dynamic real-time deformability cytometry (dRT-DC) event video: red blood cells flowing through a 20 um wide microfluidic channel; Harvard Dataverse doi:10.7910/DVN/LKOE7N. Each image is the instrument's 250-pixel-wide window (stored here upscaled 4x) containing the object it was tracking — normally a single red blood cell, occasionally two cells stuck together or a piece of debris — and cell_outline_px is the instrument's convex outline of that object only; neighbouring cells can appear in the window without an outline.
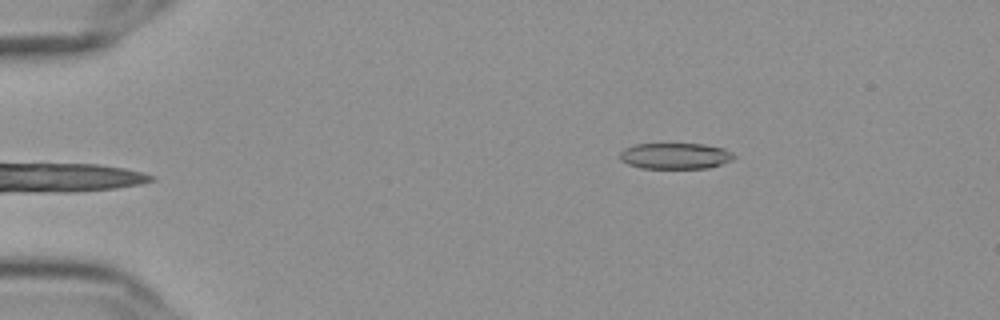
{"species": "Egyptian fruit bat (a non-hibernating species)", "species_latin": "Rousettus aegyptiacus", "temperature_condition": "cold", "stored_images_in_passage": 48, "camera_frame_rate_fps": 3000, "um_per_image_px": 0.085, "frame": {"image": 1, "passage_image": 1, "time_ms": 0.0, "image_size_px": [1000, 320], "cell_outline_px": [[736, 156], [732, 160], [708, 168], [640, 168], [628, 164], [620, 160], [620, 152], [624, 148], [636, 144], [704, 144], [724, 148], [732, 152]], "centroid_in_image_um": [57.4, 13.25], "position_along_channel_um": 27.6, "area_um2": 17.34}}
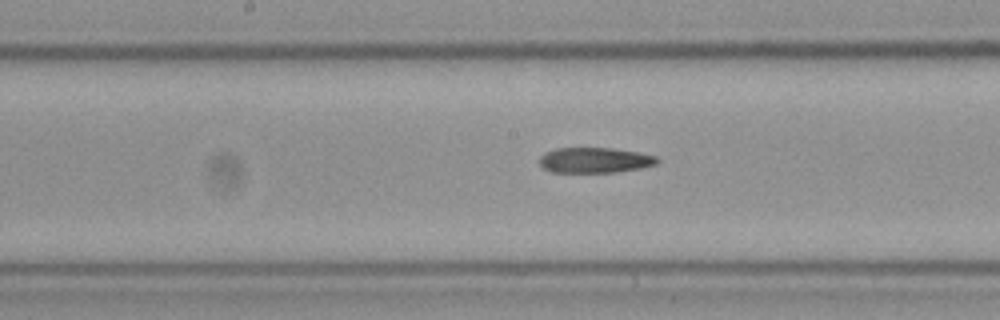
{"frame": {"image": 2, "passage_image": 21, "time_ms": 6.667, "image_size_px": [1000, 320], "cell_outline_px": [[660, 160], [656, 164], [640, 168], [612, 172], [552, 172], [544, 168], [540, 164], [540, 156], [544, 152], [556, 148], [612, 148], [640, 152], [656, 156]], "centroid_in_image_um": [50.56, 13.6], "position_along_channel_um": 197.6, "area_um2": 17.4}}
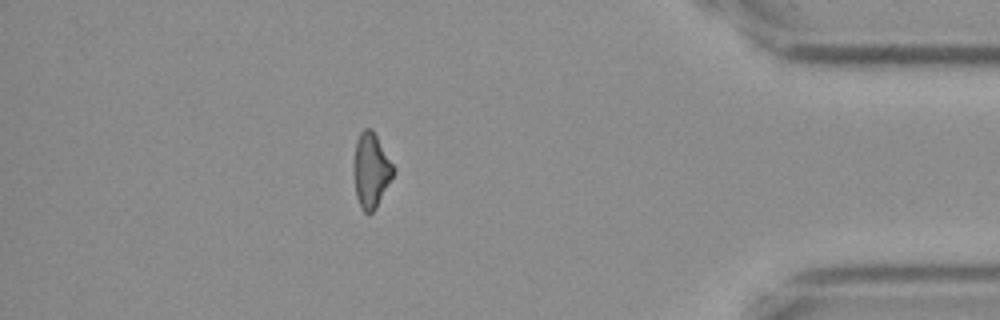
{"frame": {"image": 3, "passage_image": 41, "time_ms": 13.333, "image_size_px": [1000, 320], "cell_outline_px": [[396, 172], [376, 208], [372, 212], [364, 212], [360, 208], [356, 196], [356, 140], [360, 132], [364, 128], [372, 128], [396, 168]], "centroid_in_image_um": [31.6, 14.47], "position_along_channel_um": 403.6, "area_um2": 16.94}}